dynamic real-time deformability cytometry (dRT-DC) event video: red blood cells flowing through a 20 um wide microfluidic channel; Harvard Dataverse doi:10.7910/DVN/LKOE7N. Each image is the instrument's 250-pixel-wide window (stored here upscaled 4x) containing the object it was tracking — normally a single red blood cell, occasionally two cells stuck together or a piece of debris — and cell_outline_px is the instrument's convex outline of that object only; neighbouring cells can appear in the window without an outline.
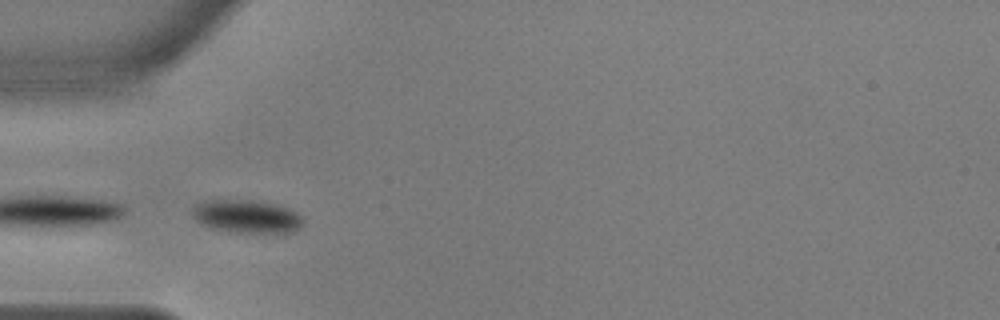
{"species": "common noctule bat (a hibernating species)", "species_latin": "Nyctalus noctula", "temperature_condition": "warm", "stored_images_in_passage": 18, "segment_of_instrument_passage": [2, 2], "camera_frame_rate_fps": 3000, "um_per_image_px": 0.085, "animal": {"sex": "male", "body_mass_g": 17.9, "forearm_length_mm": 54.2}, "frame": {"image": 1, "passage_image": 13, "time_ms": 4.0, "image_size_px": [1000, 320], "cell_outline_px": [[304, 224], [296, 232], [228, 232], [212, 228], [204, 224], [192, 212], [204, 200], [252, 200], [272, 204], [288, 208], [296, 212], [304, 220]], "centroid_in_image_um": [21.06, 18.41], "position_along_channel_um": 63.9, "area_um2": 20.87}}